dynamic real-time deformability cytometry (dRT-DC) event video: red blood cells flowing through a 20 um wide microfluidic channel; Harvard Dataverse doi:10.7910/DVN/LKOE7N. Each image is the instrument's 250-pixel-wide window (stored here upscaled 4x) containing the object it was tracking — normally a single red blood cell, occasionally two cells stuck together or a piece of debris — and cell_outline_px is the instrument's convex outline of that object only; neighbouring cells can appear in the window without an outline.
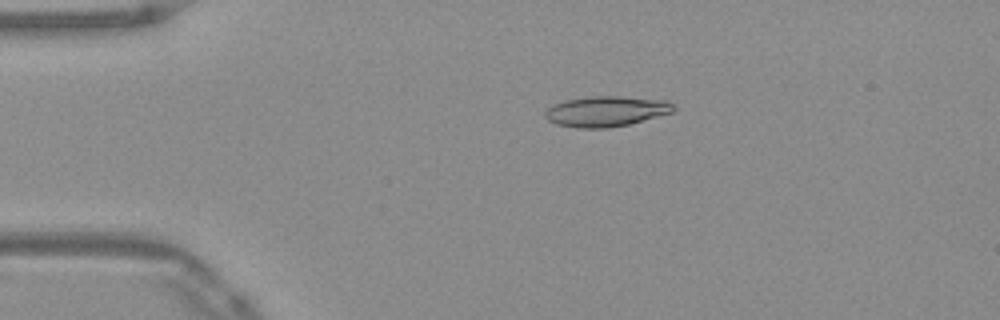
{"species": "Egyptian fruit bat (a non-hibernating species)", "species_latin": "Rousettus aegyptiacus", "temperature_condition": "warm", "stored_images_in_passage": 4, "camera_frame_rate_fps": 3000, "um_per_image_px": 0.085, "frame": {"image": 1, "passage_image": 1, "time_ms": 0.0, "image_size_px": [1000, 320], "cell_outline_px": [[676, 108], [672, 112], [628, 124], [608, 128], [576, 128], [556, 124], [548, 120], [544, 116], [544, 112], [552, 104], [564, 100], [588, 96], [620, 96], [668, 100]], "centroid_in_image_um": [51.48, 9.45], "position_along_channel_um": 33.5, "area_um2": 22.89}}